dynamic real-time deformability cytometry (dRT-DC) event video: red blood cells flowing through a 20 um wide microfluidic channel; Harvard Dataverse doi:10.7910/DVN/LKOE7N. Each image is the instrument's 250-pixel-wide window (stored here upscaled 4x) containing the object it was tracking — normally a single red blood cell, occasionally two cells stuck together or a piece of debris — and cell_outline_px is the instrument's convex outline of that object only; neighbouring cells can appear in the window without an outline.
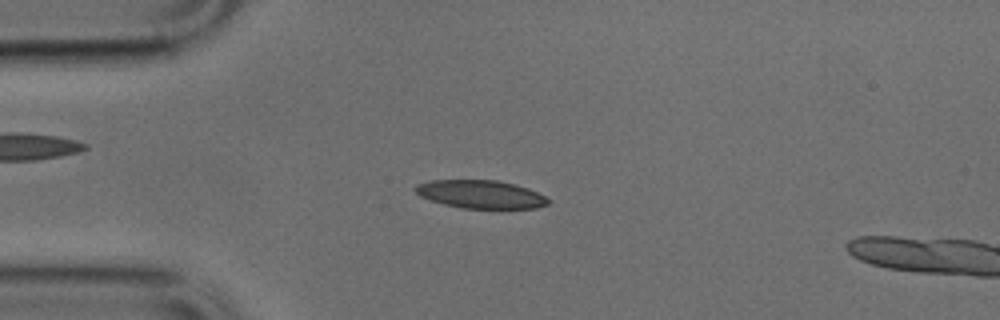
{"species": "common noctule bat (a hibernating species)", "species_latin": "Nyctalus noctula", "temperature_condition": "cold", "stored_images_in_passage": 13, "camera_frame_rate_fps": 3000, "um_per_image_px": 0.085, "animal": {"sex": "male", "body_mass_g": 17.9, "forearm_length_mm": 54.2}, "frame": {"image": 1, "passage_image": 11, "time_ms": 3.333, "image_size_px": [1000, 320], "cell_outline_px": [[552, 200], [548, 204], [536, 208], [460, 208], [444, 204], [420, 196], [412, 188], [416, 184], [432, 180], [496, 180], [528, 188]], "centroid_in_image_um": [40.84, 16.51], "position_along_channel_um": 44.2, "area_um2": 21.68}}